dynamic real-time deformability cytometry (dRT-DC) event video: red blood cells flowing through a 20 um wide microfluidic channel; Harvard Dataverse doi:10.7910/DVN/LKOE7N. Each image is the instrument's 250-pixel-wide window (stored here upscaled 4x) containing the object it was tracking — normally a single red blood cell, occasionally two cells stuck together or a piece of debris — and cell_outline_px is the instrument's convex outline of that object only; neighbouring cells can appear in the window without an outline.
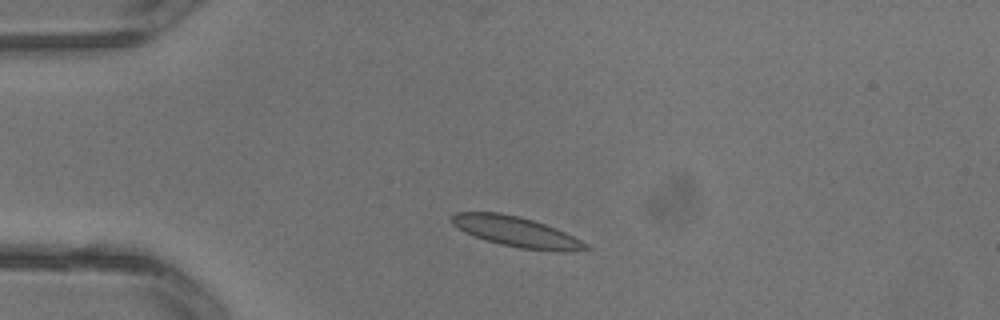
{"species": "common noctule bat (a hibernating species)", "species_latin": "Nyctalus noctula", "temperature_condition": "warm", "stored_images_in_passage": 3, "camera_frame_rate_fps": 3000, "um_per_image_px": 0.085, "animal": {"sex": "male", "body_mass_g": 13.3}, "frame": {"image": 1, "passage_image": 2, "time_ms": 0.333, "image_size_px": [1000, 320], "cell_outline_px": [[592, 248], [572, 252], [560, 252], [520, 248], [500, 244], [484, 240], [464, 232], [452, 224], [452, 216], [456, 212], [500, 212], [520, 216], [556, 228], [588, 244]], "centroid_in_image_um": [43.9, 19.71], "position_along_channel_um": 41.1, "area_um2": 23.7}}
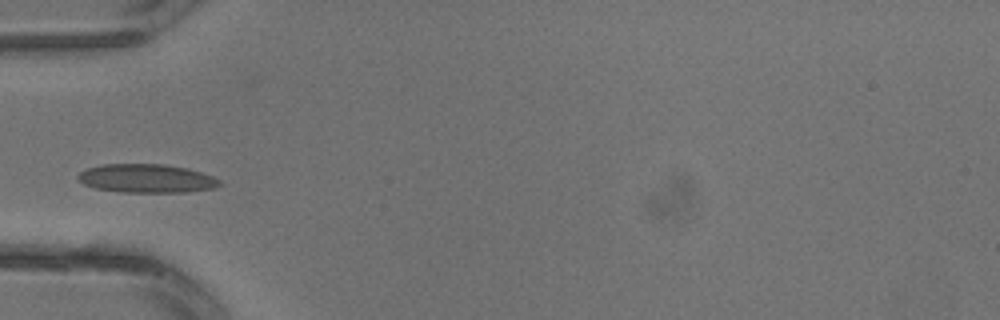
{"frame": {"image": 2, "passage_image": 3, "time_ms": 0.667, "image_size_px": [1000, 320], "cell_outline_px": [[220, 184], [216, 188], [184, 192], [124, 192], [96, 188], [84, 184], [76, 176], [80, 172], [88, 168], [104, 164], [164, 164], [188, 168], [212, 176], [220, 180]], "centroid_in_image_um": [12.47, 15.16], "position_along_channel_um": 72.5, "area_um2": 23.47}}